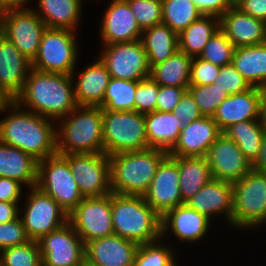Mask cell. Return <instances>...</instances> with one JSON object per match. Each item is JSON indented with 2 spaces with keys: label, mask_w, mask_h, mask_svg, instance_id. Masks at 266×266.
Returning a JSON list of instances; mask_svg holds the SVG:
<instances>
[{
  "label": "cell",
  "mask_w": 266,
  "mask_h": 266,
  "mask_svg": "<svg viewBox=\"0 0 266 266\" xmlns=\"http://www.w3.org/2000/svg\"><path fill=\"white\" fill-rule=\"evenodd\" d=\"M84 198L103 197L112 193L110 162L105 153L62 154Z\"/></svg>",
  "instance_id": "cell-10"
},
{
  "label": "cell",
  "mask_w": 266,
  "mask_h": 266,
  "mask_svg": "<svg viewBox=\"0 0 266 266\" xmlns=\"http://www.w3.org/2000/svg\"><path fill=\"white\" fill-rule=\"evenodd\" d=\"M220 29L235 47L266 43V22L231 7L220 17Z\"/></svg>",
  "instance_id": "cell-23"
},
{
  "label": "cell",
  "mask_w": 266,
  "mask_h": 266,
  "mask_svg": "<svg viewBox=\"0 0 266 266\" xmlns=\"http://www.w3.org/2000/svg\"><path fill=\"white\" fill-rule=\"evenodd\" d=\"M159 93V85L151 78L137 81L135 111L141 114L154 112Z\"/></svg>",
  "instance_id": "cell-43"
},
{
  "label": "cell",
  "mask_w": 266,
  "mask_h": 266,
  "mask_svg": "<svg viewBox=\"0 0 266 266\" xmlns=\"http://www.w3.org/2000/svg\"><path fill=\"white\" fill-rule=\"evenodd\" d=\"M214 84L226 90L229 95L242 93L251 88L249 83L236 70L232 63L220 68L219 75L215 79Z\"/></svg>",
  "instance_id": "cell-45"
},
{
  "label": "cell",
  "mask_w": 266,
  "mask_h": 266,
  "mask_svg": "<svg viewBox=\"0 0 266 266\" xmlns=\"http://www.w3.org/2000/svg\"><path fill=\"white\" fill-rule=\"evenodd\" d=\"M222 134L211 116H203L181 129L171 157H206L211 145Z\"/></svg>",
  "instance_id": "cell-18"
},
{
  "label": "cell",
  "mask_w": 266,
  "mask_h": 266,
  "mask_svg": "<svg viewBox=\"0 0 266 266\" xmlns=\"http://www.w3.org/2000/svg\"><path fill=\"white\" fill-rule=\"evenodd\" d=\"M36 187L52 197L68 214L84 198L68 161L59 154L38 161Z\"/></svg>",
  "instance_id": "cell-8"
},
{
  "label": "cell",
  "mask_w": 266,
  "mask_h": 266,
  "mask_svg": "<svg viewBox=\"0 0 266 266\" xmlns=\"http://www.w3.org/2000/svg\"><path fill=\"white\" fill-rule=\"evenodd\" d=\"M137 81L111 77L102 102V110L135 111Z\"/></svg>",
  "instance_id": "cell-37"
},
{
  "label": "cell",
  "mask_w": 266,
  "mask_h": 266,
  "mask_svg": "<svg viewBox=\"0 0 266 266\" xmlns=\"http://www.w3.org/2000/svg\"><path fill=\"white\" fill-rule=\"evenodd\" d=\"M141 41L150 69L179 50L178 35L163 23L143 30Z\"/></svg>",
  "instance_id": "cell-30"
},
{
  "label": "cell",
  "mask_w": 266,
  "mask_h": 266,
  "mask_svg": "<svg viewBox=\"0 0 266 266\" xmlns=\"http://www.w3.org/2000/svg\"><path fill=\"white\" fill-rule=\"evenodd\" d=\"M3 36L14 44L31 62L37 55L46 25L36 10H9L0 14Z\"/></svg>",
  "instance_id": "cell-11"
},
{
  "label": "cell",
  "mask_w": 266,
  "mask_h": 266,
  "mask_svg": "<svg viewBox=\"0 0 266 266\" xmlns=\"http://www.w3.org/2000/svg\"><path fill=\"white\" fill-rule=\"evenodd\" d=\"M266 220V174L251 170L233 183L232 225L254 228Z\"/></svg>",
  "instance_id": "cell-7"
},
{
  "label": "cell",
  "mask_w": 266,
  "mask_h": 266,
  "mask_svg": "<svg viewBox=\"0 0 266 266\" xmlns=\"http://www.w3.org/2000/svg\"><path fill=\"white\" fill-rule=\"evenodd\" d=\"M18 202L0 201V223H6L19 217Z\"/></svg>",
  "instance_id": "cell-52"
},
{
  "label": "cell",
  "mask_w": 266,
  "mask_h": 266,
  "mask_svg": "<svg viewBox=\"0 0 266 266\" xmlns=\"http://www.w3.org/2000/svg\"><path fill=\"white\" fill-rule=\"evenodd\" d=\"M30 240L20 217L6 223H0V251L25 244Z\"/></svg>",
  "instance_id": "cell-44"
},
{
  "label": "cell",
  "mask_w": 266,
  "mask_h": 266,
  "mask_svg": "<svg viewBox=\"0 0 266 266\" xmlns=\"http://www.w3.org/2000/svg\"><path fill=\"white\" fill-rule=\"evenodd\" d=\"M72 75L30 69L22 92L14 100L20 107L50 120H60L78 105Z\"/></svg>",
  "instance_id": "cell-2"
},
{
  "label": "cell",
  "mask_w": 266,
  "mask_h": 266,
  "mask_svg": "<svg viewBox=\"0 0 266 266\" xmlns=\"http://www.w3.org/2000/svg\"><path fill=\"white\" fill-rule=\"evenodd\" d=\"M179 186L186 203L213 177L206 157H178Z\"/></svg>",
  "instance_id": "cell-32"
},
{
  "label": "cell",
  "mask_w": 266,
  "mask_h": 266,
  "mask_svg": "<svg viewBox=\"0 0 266 266\" xmlns=\"http://www.w3.org/2000/svg\"><path fill=\"white\" fill-rule=\"evenodd\" d=\"M235 48L225 33L221 29H218L209 38L208 43L205 45L199 57L216 66L223 67L232 63Z\"/></svg>",
  "instance_id": "cell-39"
},
{
  "label": "cell",
  "mask_w": 266,
  "mask_h": 266,
  "mask_svg": "<svg viewBox=\"0 0 266 266\" xmlns=\"http://www.w3.org/2000/svg\"><path fill=\"white\" fill-rule=\"evenodd\" d=\"M104 153L150 148L146 134L145 114L136 111L102 110Z\"/></svg>",
  "instance_id": "cell-6"
},
{
  "label": "cell",
  "mask_w": 266,
  "mask_h": 266,
  "mask_svg": "<svg viewBox=\"0 0 266 266\" xmlns=\"http://www.w3.org/2000/svg\"><path fill=\"white\" fill-rule=\"evenodd\" d=\"M236 8L242 13L266 22V0H244Z\"/></svg>",
  "instance_id": "cell-51"
},
{
  "label": "cell",
  "mask_w": 266,
  "mask_h": 266,
  "mask_svg": "<svg viewBox=\"0 0 266 266\" xmlns=\"http://www.w3.org/2000/svg\"><path fill=\"white\" fill-rule=\"evenodd\" d=\"M210 221L205 215L184 203L170 209L161 217L162 235L172 229L179 240L194 242L207 233Z\"/></svg>",
  "instance_id": "cell-25"
},
{
  "label": "cell",
  "mask_w": 266,
  "mask_h": 266,
  "mask_svg": "<svg viewBox=\"0 0 266 266\" xmlns=\"http://www.w3.org/2000/svg\"><path fill=\"white\" fill-rule=\"evenodd\" d=\"M218 29H220V18L212 15H201L178 34L179 51L191 57L199 56L209 38Z\"/></svg>",
  "instance_id": "cell-34"
},
{
  "label": "cell",
  "mask_w": 266,
  "mask_h": 266,
  "mask_svg": "<svg viewBox=\"0 0 266 266\" xmlns=\"http://www.w3.org/2000/svg\"><path fill=\"white\" fill-rule=\"evenodd\" d=\"M73 30L46 28L32 68L74 76L78 47Z\"/></svg>",
  "instance_id": "cell-9"
},
{
  "label": "cell",
  "mask_w": 266,
  "mask_h": 266,
  "mask_svg": "<svg viewBox=\"0 0 266 266\" xmlns=\"http://www.w3.org/2000/svg\"><path fill=\"white\" fill-rule=\"evenodd\" d=\"M167 155L166 151L147 148L108 156L112 193L143 196Z\"/></svg>",
  "instance_id": "cell-4"
},
{
  "label": "cell",
  "mask_w": 266,
  "mask_h": 266,
  "mask_svg": "<svg viewBox=\"0 0 266 266\" xmlns=\"http://www.w3.org/2000/svg\"><path fill=\"white\" fill-rule=\"evenodd\" d=\"M84 266H91V265H89V264H87L86 262L84 263Z\"/></svg>",
  "instance_id": "cell-59"
},
{
  "label": "cell",
  "mask_w": 266,
  "mask_h": 266,
  "mask_svg": "<svg viewBox=\"0 0 266 266\" xmlns=\"http://www.w3.org/2000/svg\"><path fill=\"white\" fill-rule=\"evenodd\" d=\"M201 15L192 0H162V23L177 35Z\"/></svg>",
  "instance_id": "cell-36"
},
{
  "label": "cell",
  "mask_w": 266,
  "mask_h": 266,
  "mask_svg": "<svg viewBox=\"0 0 266 266\" xmlns=\"http://www.w3.org/2000/svg\"><path fill=\"white\" fill-rule=\"evenodd\" d=\"M31 61L3 35L0 37V88L12 100L22 92Z\"/></svg>",
  "instance_id": "cell-22"
},
{
  "label": "cell",
  "mask_w": 266,
  "mask_h": 266,
  "mask_svg": "<svg viewBox=\"0 0 266 266\" xmlns=\"http://www.w3.org/2000/svg\"><path fill=\"white\" fill-rule=\"evenodd\" d=\"M206 159L212 177L230 183L239 181L253 169L238 145L224 133L211 145Z\"/></svg>",
  "instance_id": "cell-17"
},
{
  "label": "cell",
  "mask_w": 266,
  "mask_h": 266,
  "mask_svg": "<svg viewBox=\"0 0 266 266\" xmlns=\"http://www.w3.org/2000/svg\"><path fill=\"white\" fill-rule=\"evenodd\" d=\"M244 0H228V3L231 7H237Z\"/></svg>",
  "instance_id": "cell-57"
},
{
  "label": "cell",
  "mask_w": 266,
  "mask_h": 266,
  "mask_svg": "<svg viewBox=\"0 0 266 266\" xmlns=\"http://www.w3.org/2000/svg\"><path fill=\"white\" fill-rule=\"evenodd\" d=\"M0 266H42L39 244L30 240L0 251Z\"/></svg>",
  "instance_id": "cell-38"
},
{
  "label": "cell",
  "mask_w": 266,
  "mask_h": 266,
  "mask_svg": "<svg viewBox=\"0 0 266 266\" xmlns=\"http://www.w3.org/2000/svg\"><path fill=\"white\" fill-rule=\"evenodd\" d=\"M223 133L238 145L250 163L253 164L256 161L265 133L260 127L259 121L238 122L228 127Z\"/></svg>",
  "instance_id": "cell-35"
},
{
  "label": "cell",
  "mask_w": 266,
  "mask_h": 266,
  "mask_svg": "<svg viewBox=\"0 0 266 266\" xmlns=\"http://www.w3.org/2000/svg\"><path fill=\"white\" fill-rule=\"evenodd\" d=\"M186 204L210 220L223 213L232 224L233 183L212 178Z\"/></svg>",
  "instance_id": "cell-24"
},
{
  "label": "cell",
  "mask_w": 266,
  "mask_h": 266,
  "mask_svg": "<svg viewBox=\"0 0 266 266\" xmlns=\"http://www.w3.org/2000/svg\"><path fill=\"white\" fill-rule=\"evenodd\" d=\"M193 57L177 51L150 69V77L159 86L189 87Z\"/></svg>",
  "instance_id": "cell-33"
},
{
  "label": "cell",
  "mask_w": 266,
  "mask_h": 266,
  "mask_svg": "<svg viewBox=\"0 0 266 266\" xmlns=\"http://www.w3.org/2000/svg\"><path fill=\"white\" fill-rule=\"evenodd\" d=\"M143 197L161 217L170 209L184 204L179 186L178 157L167 155L161 161Z\"/></svg>",
  "instance_id": "cell-16"
},
{
  "label": "cell",
  "mask_w": 266,
  "mask_h": 266,
  "mask_svg": "<svg viewBox=\"0 0 266 266\" xmlns=\"http://www.w3.org/2000/svg\"><path fill=\"white\" fill-rule=\"evenodd\" d=\"M146 134L150 148L169 153L176 145L183 123L173 112L154 111L145 114Z\"/></svg>",
  "instance_id": "cell-27"
},
{
  "label": "cell",
  "mask_w": 266,
  "mask_h": 266,
  "mask_svg": "<svg viewBox=\"0 0 266 266\" xmlns=\"http://www.w3.org/2000/svg\"><path fill=\"white\" fill-rule=\"evenodd\" d=\"M188 87L159 86L156 111L173 112Z\"/></svg>",
  "instance_id": "cell-48"
},
{
  "label": "cell",
  "mask_w": 266,
  "mask_h": 266,
  "mask_svg": "<svg viewBox=\"0 0 266 266\" xmlns=\"http://www.w3.org/2000/svg\"><path fill=\"white\" fill-rule=\"evenodd\" d=\"M260 127L266 133V89L263 91V96L260 103V111L258 118Z\"/></svg>",
  "instance_id": "cell-55"
},
{
  "label": "cell",
  "mask_w": 266,
  "mask_h": 266,
  "mask_svg": "<svg viewBox=\"0 0 266 266\" xmlns=\"http://www.w3.org/2000/svg\"><path fill=\"white\" fill-rule=\"evenodd\" d=\"M37 242L42 266H84L85 244L69 221Z\"/></svg>",
  "instance_id": "cell-13"
},
{
  "label": "cell",
  "mask_w": 266,
  "mask_h": 266,
  "mask_svg": "<svg viewBox=\"0 0 266 266\" xmlns=\"http://www.w3.org/2000/svg\"><path fill=\"white\" fill-rule=\"evenodd\" d=\"M30 0H0V14L9 10H25L30 9L23 7Z\"/></svg>",
  "instance_id": "cell-54"
},
{
  "label": "cell",
  "mask_w": 266,
  "mask_h": 266,
  "mask_svg": "<svg viewBox=\"0 0 266 266\" xmlns=\"http://www.w3.org/2000/svg\"><path fill=\"white\" fill-rule=\"evenodd\" d=\"M81 0H39L37 15L46 28L76 29L81 16ZM41 14V15H40Z\"/></svg>",
  "instance_id": "cell-31"
},
{
  "label": "cell",
  "mask_w": 266,
  "mask_h": 266,
  "mask_svg": "<svg viewBox=\"0 0 266 266\" xmlns=\"http://www.w3.org/2000/svg\"><path fill=\"white\" fill-rule=\"evenodd\" d=\"M232 64L251 87L266 89V43L236 47Z\"/></svg>",
  "instance_id": "cell-29"
},
{
  "label": "cell",
  "mask_w": 266,
  "mask_h": 266,
  "mask_svg": "<svg viewBox=\"0 0 266 266\" xmlns=\"http://www.w3.org/2000/svg\"><path fill=\"white\" fill-rule=\"evenodd\" d=\"M138 244L117 235L85 244V262L91 266H133Z\"/></svg>",
  "instance_id": "cell-19"
},
{
  "label": "cell",
  "mask_w": 266,
  "mask_h": 266,
  "mask_svg": "<svg viewBox=\"0 0 266 266\" xmlns=\"http://www.w3.org/2000/svg\"><path fill=\"white\" fill-rule=\"evenodd\" d=\"M24 184L11 178L0 177V201L18 202Z\"/></svg>",
  "instance_id": "cell-50"
},
{
  "label": "cell",
  "mask_w": 266,
  "mask_h": 266,
  "mask_svg": "<svg viewBox=\"0 0 266 266\" xmlns=\"http://www.w3.org/2000/svg\"><path fill=\"white\" fill-rule=\"evenodd\" d=\"M60 121L57 154L104 153L101 107L77 106Z\"/></svg>",
  "instance_id": "cell-5"
},
{
  "label": "cell",
  "mask_w": 266,
  "mask_h": 266,
  "mask_svg": "<svg viewBox=\"0 0 266 266\" xmlns=\"http://www.w3.org/2000/svg\"><path fill=\"white\" fill-rule=\"evenodd\" d=\"M111 212L114 235L138 245L162 237L161 216L141 195L111 193Z\"/></svg>",
  "instance_id": "cell-3"
},
{
  "label": "cell",
  "mask_w": 266,
  "mask_h": 266,
  "mask_svg": "<svg viewBox=\"0 0 266 266\" xmlns=\"http://www.w3.org/2000/svg\"><path fill=\"white\" fill-rule=\"evenodd\" d=\"M10 96L0 88V111L3 113L5 109L12 103Z\"/></svg>",
  "instance_id": "cell-56"
},
{
  "label": "cell",
  "mask_w": 266,
  "mask_h": 266,
  "mask_svg": "<svg viewBox=\"0 0 266 266\" xmlns=\"http://www.w3.org/2000/svg\"><path fill=\"white\" fill-rule=\"evenodd\" d=\"M202 15H212L220 18L231 8L228 0H192Z\"/></svg>",
  "instance_id": "cell-49"
},
{
  "label": "cell",
  "mask_w": 266,
  "mask_h": 266,
  "mask_svg": "<svg viewBox=\"0 0 266 266\" xmlns=\"http://www.w3.org/2000/svg\"><path fill=\"white\" fill-rule=\"evenodd\" d=\"M7 109L12 113L0 120V142L24 151L37 161L57 154V129L51 122L54 120L23 110L14 100Z\"/></svg>",
  "instance_id": "cell-1"
},
{
  "label": "cell",
  "mask_w": 266,
  "mask_h": 266,
  "mask_svg": "<svg viewBox=\"0 0 266 266\" xmlns=\"http://www.w3.org/2000/svg\"><path fill=\"white\" fill-rule=\"evenodd\" d=\"M3 35V33H2V30H1V27H0V37Z\"/></svg>",
  "instance_id": "cell-58"
},
{
  "label": "cell",
  "mask_w": 266,
  "mask_h": 266,
  "mask_svg": "<svg viewBox=\"0 0 266 266\" xmlns=\"http://www.w3.org/2000/svg\"><path fill=\"white\" fill-rule=\"evenodd\" d=\"M173 113L183 123V126H187L192 121L203 117L192 94L188 90L181 97Z\"/></svg>",
  "instance_id": "cell-47"
},
{
  "label": "cell",
  "mask_w": 266,
  "mask_h": 266,
  "mask_svg": "<svg viewBox=\"0 0 266 266\" xmlns=\"http://www.w3.org/2000/svg\"><path fill=\"white\" fill-rule=\"evenodd\" d=\"M220 68L199 56L193 57L191 62L190 85L202 86L213 84L219 75Z\"/></svg>",
  "instance_id": "cell-46"
},
{
  "label": "cell",
  "mask_w": 266,
  "mask_h": 266,
  "mask_svg": "<svg viewBox=\"0 0 266 266\" xmlns=\"http://www.w3.org/2000/svg\"><path fill=\"white\" fill-rule=\"evenodd\" d=\"M252 168L255 171L266 174V133H264L260 154L256 161L252 164Z\"/></svg>",
  "instance_id": "cell-53"
},
{
  "label": "cell",
  "mask_w": 266,
  "mask_h": 266,
  "mask_svg": "<svg viewBox=\"0 0 266 266\" xmlns=\"http://www.w3.org/2000/svg\"><path fill=\"white\" fill-rule=\"evenodd\" d=\"M21 218L27 235L38 241L42 236L68 222V213L49 195L38 187H32Z\"/></svg>",
  "instance_id": "cell-15"
},
{
  "label": "cell",
  "mask_w": 266,
  "mask_h": 266,
  "mask_svg": "<svg viewBox=\"0 0 266 266\" xmlns=\"http://www.w3.org/2000/svg\"><path fill=\"white\" fill-rule=\"evenodd\" d=\"M157 242L139 245L133 266H177L171 248Z\"/></svg>",
  "instance_id": "cell-40"
},
{
  "label": "cell",
  "mask_w": 266,
  "mask_h": 266,
  "mask_svg": "<svg viewBox=\"0 0 266 266\" xmlns=\"http://www.w3.org/2000/svg\"><path fill=\"white\" fill-rule=\"evenodd\" d=\"M143 31L162 24V0H126Z\"/></svg>",
  "instance_id": "cell-42"
},
{
  "label": "cell",
  "mask_w": 266,
  "mask_h": 266,
  "mask_svg": "<svg viewBox=\"0 0 266 266\" xmlns=\"http://www.w3.org/2000/svg\"><path fill=\"white\" fill-rule=\"evenodd\" d=\"M68 221L80 235L84 244L97 238L113 235L111 194L103 197L83 198L68 214Z\"/></svg>",
  "instance_id": "cell-14"
},
{
  "label": "cell",
  "mask_w": 266,
  "mask_h": 266,
  "mask_svg": "<svg viewBox=\"0 0 266 266\" xmlns=\"http://www.w3.org/2000/svg\"><path fill=\"white\" fill-rule=\"evenodd\" d=\"M188 91L192 94L203 116H211L216 113L220 103L229 96L226 90L213 84L196 86L190 85Z\"/></svg>",
  "instance_id": "cell-41"
},
{
  "label": "cell",
  "mask_w": 266,
  "mask_h": 266,
  "mask_svg": "<svg viewBox=\"0 0 266 266\" xmlns=\"http://www.w3.org/2000/svg\"><path fill=\"white\" fill-rule=\"evenodd\" d=\"M38 161L24 151L0 142V177L11 178L30 187L37 185Z\"/></svg>",
  "instance_id": "cell-28"
},
{
  "label": "cell",
  "mask_w": 266,
  "mask_h": 266,
  "mask_svg": "<svg viewBox=\"0 0 266 266\" xmlns=\"http://www.w3.org/2000/svg\"><path fill=\"white\" fill-rule=\"evenodd\" d=\"M99 59L111 77L140 81L150 77V67L141 40L104 45Z\"/></svg>",
  "instance_id": "cell-12"
},
{
  "label": "cell",
  "mask_w": 266,
  "mask_h": 266,
  "mask_svg": "<svg viewBox=\"0 0 266 266\" xmlns=\"http://www.w3.org/2000/svg\"><path fill=\"white\" fill-rule=\"evenodd\" d=\"M87 66L74 83L75 100L78 106L101 107L106 88L111 79L106 66L98 58Z\"/></svg>",
  "instance_id": "cell-26"
},
{
  "label": "cell",
  "mask_w": 266,
  "mask_h": 266,
  "mask_svg": "<svg viewBox=\"0 0 266 266\" xmlns=\"http://www.w3.org/2000/svg\"><path fill=\"white\" fill-rule=\"evenodd\" d=\"M104 13L100 36L104 45L141 40L140 29L126 0H112Z\"/></svg>",
  "instance_id": "cell-20"
},
{
  "label": "cell",
  "mask_w": 266,
  "mask_h": 266,
  "mask_svg": "<svg viewBox=\"0 0 266 266\" xmlns=\"http://www.w3.org/2000/svg\"><path fill=\"white\" fill-rule=\"evenodd\" d=\"M263 91L264 89L251 87L242 93L229 95L224 99L213 115L220 131L223 133L228 127L238 122L258 120Z\"/></svg>",
  "instance_id": "cell-21"
}]
</instances>
